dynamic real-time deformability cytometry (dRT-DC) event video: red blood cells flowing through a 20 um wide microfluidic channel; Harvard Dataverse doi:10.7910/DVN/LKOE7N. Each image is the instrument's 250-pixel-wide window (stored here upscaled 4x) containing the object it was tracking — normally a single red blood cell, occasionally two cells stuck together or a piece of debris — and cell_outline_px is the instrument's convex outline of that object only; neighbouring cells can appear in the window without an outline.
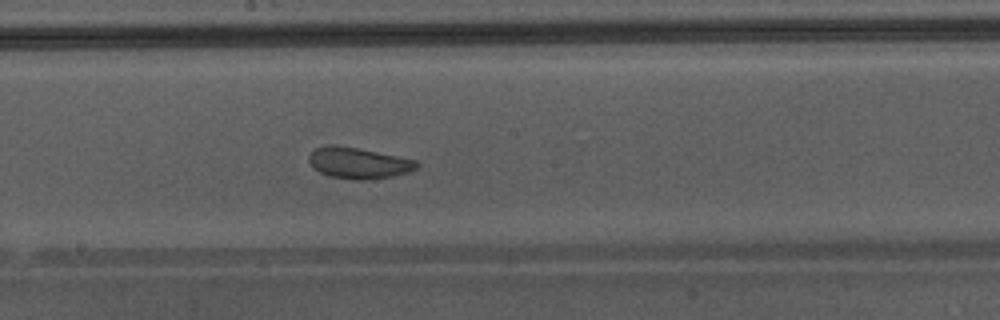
{"species": "Egyptian fruit bat (a non-hibernating species)", "species_latin": "Rousettus aegyptiacus", "temperature_condition": "warm", "stored_images_in_passage": 50, "camera_frame_rate_fps": 3000, "um_per_image_px": 0.085, "animal": {"sex": "male"}, "frame": {"image": 1, "passage_image": 29, "time_ms": 9.333, "image_size_px": [1000, 320], "cell_outline_px": [[420, 164], [416, 168], [408, 172], [392, 176], [368, 180], [352, 180], [328, 176], [312, 168], [308, 160], [308, 156], [316, 148], [332, 144], [336, 144], [360, 148], [416, 160]], "centroid_in_image_um": [30.44, 13.86], "position_along_channel_um": 217.8, "area_um2": 19.77}, "authors_computed_cell_mechanics": {"area_um2": 23.2356, "velocity_mm_per_s": 4.3224, "shape_relaxation_time_tau1_ms": 4.477, "shape_relaxation_time_tau2_ms": 1.0698, "deformation_change_tau1": 0.076, "deformation_change_tau2": 0.0773}}